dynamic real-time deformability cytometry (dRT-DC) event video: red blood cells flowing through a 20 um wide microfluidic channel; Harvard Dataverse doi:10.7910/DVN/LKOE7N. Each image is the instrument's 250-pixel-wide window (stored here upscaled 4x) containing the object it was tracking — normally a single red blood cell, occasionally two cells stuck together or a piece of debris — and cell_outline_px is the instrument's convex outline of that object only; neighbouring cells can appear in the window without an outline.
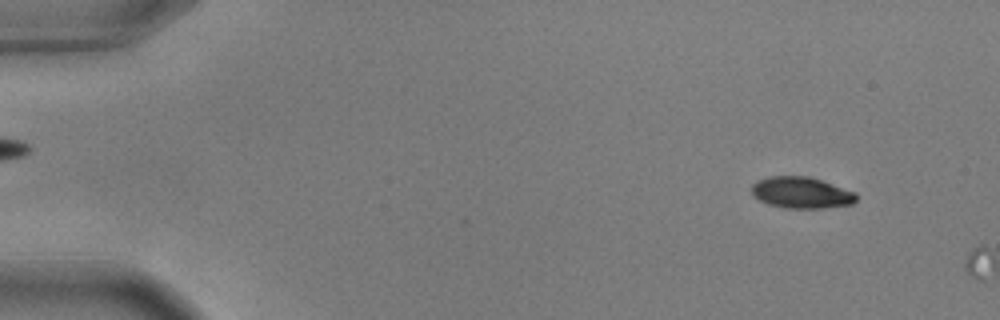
{"species": "common noctule bat (a hibernating species)", "species_latin": "Nyctalus noctula", "temperature_condition": "warm", "stored_images_in_passage": 6, "camera_frame_rate_fps": 3000, "um_per_image_px": 0.085, "animal": {"sex": "male", "body_mass_g": 17.9, "forearm_length_mm": 54.2}, "frame": {"image": 1, "passage_image": 5, "time_ms": 1.333, "image_size_px": [1000, 320], "cell_outline_px": [[856, 200], [852, 204], [824, 208], [784, 208], [768, 204], [752, 196], [752, 184], [756, 180], [768, 176], [808, 176], [856, 192]], "centroid_in_image_um": [68.08, 16.37], "position_along_channel_um": 16.9, "area_um2": 19.19}}